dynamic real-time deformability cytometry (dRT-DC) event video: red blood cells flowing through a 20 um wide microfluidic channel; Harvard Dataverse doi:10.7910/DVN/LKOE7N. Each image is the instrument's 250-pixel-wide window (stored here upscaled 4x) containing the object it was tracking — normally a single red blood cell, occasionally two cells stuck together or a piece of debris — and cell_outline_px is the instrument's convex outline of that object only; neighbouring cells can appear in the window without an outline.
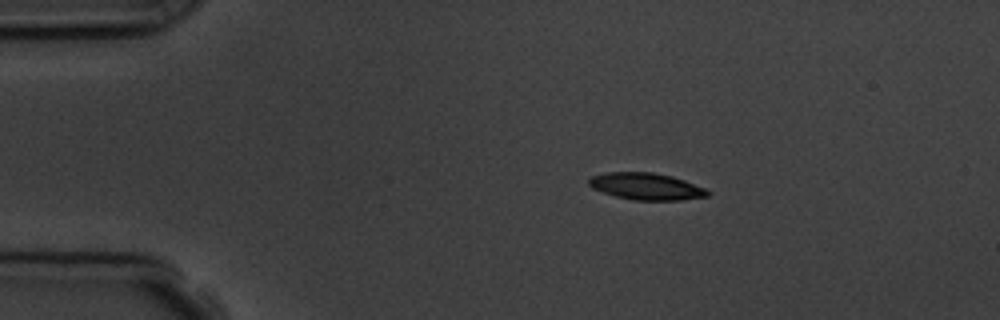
{"species": "common noctule bat (a hibernating species)", "species_latin": "Nyctalus noctula", "temperature_condition": "room temperature", "stored_images_in_passage": 4, "camera_frame_rate_fps": 3000, "um_per_image_px": 0.085, "animal": {"sex": "male", "body_mass_g": 19.5, "forearm_length_mm": 54.6}, "frame": {"image": 1, "passage_image": 1, "time_ms": 0.0, "image_size_px": [1000, 320], "cell_outline_px": [[708, 196], [680, 200], [632, 200], [616, 196], [592, 188], [588, 184], [588, 180], [592, 176], [608, 172], [652, 172], [672, 176], [684, 180], [704, 188], [708, 192]], "centroid_in_image_um": [54.9, 15.84], "position_along_channel_um": 30.1, "area_um2": 18.38}}
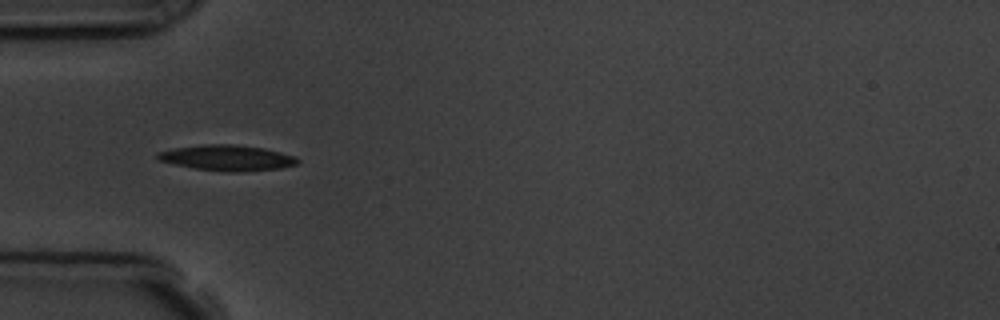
{"frame": {"image": 2, "passage_image": 3, "time_ms": 2.333, "image_size_px": [1000, 320], "cell_outline_px": [[300, 164], [280, 168], [240, 172], [228, 172], [192, 168], [156, 160], [156, 152], [176, 148], [200, 144], [236, 144], [264, 148], [296, 156], [300, 160]], "centroid_in_image_um": [19.31, 13.41], "position_along_channel_um": 65.7, "area_um2": 21.21}}